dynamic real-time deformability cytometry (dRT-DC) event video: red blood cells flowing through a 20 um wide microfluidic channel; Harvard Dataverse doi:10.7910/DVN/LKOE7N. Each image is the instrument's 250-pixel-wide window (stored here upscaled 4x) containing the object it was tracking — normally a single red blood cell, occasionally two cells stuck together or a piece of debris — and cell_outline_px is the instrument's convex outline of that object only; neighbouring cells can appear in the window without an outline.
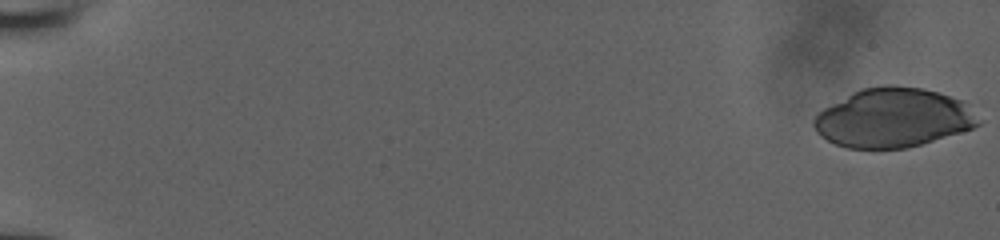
{"species": "human", "species_latin": "Homo sapiens", "temperature_condition": "room temperature", "stored_images_in_passage": 36, "camera_frame_rate_fps": 3000, "um_per_image_px": 0.085, "donor": {"sex": "male"}, "frame": {"image": 1, "passage_image": 1, "time_ms": 0.0, "image_size_px": [1000, 240], "cell_outline_px": [[984, 120], [980, 124], [972, 128], [960, 132], [908, 148], [848, 148], [836, 144], [820, 136], [816, 132], [812, 124], [812, 120], [816, 112], [852, 92], [864, 88], [884, 84], [892, 84], [924, 88], [960, 100]], "centroid_in_image_um": [75.89, 10.01], "position_along_channel_um": 9.1, "area_um2": 56.88}}
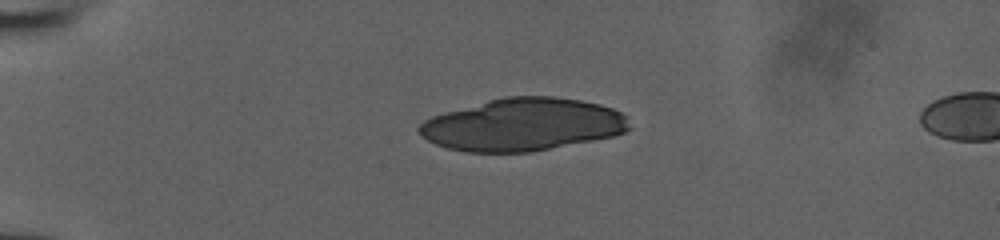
{"frame": {"image": 2, "passage_image": 15, "time_ms": 4.667, "image_size_px": [1000, 240], "cell_outline_px": [[632, 128], [624, 132], [612, 136], [532, 152], [468, 152], [448, 148], [436, 144], [428, 140], [416, 128], [424, 120], [432, 116], [488, 100], [504, 96], [552, 96], [580, 100], [600, 104], [612, 108], [628, 116]], "centroid_in_image_um": [44.47, 10.58], "position_along_channel_um": 40.5, "area_um2": 64.27}}